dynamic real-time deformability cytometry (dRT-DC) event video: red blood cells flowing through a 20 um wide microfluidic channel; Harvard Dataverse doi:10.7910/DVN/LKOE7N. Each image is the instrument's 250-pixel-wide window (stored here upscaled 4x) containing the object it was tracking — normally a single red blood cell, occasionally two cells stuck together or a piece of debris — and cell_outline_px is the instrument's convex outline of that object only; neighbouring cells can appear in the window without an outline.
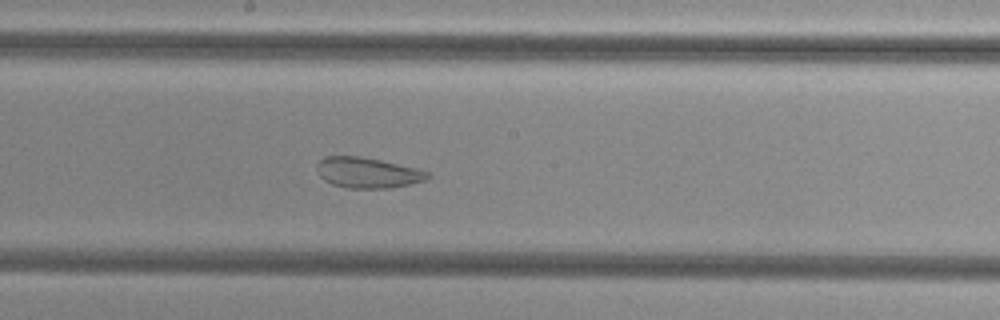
{"species": "common noctule bat (a hibernating species)", "species_latin": "Nyctalus noctula", "temperature_condition": "cold", "stored_images_in_passage": 42, "camera_frame_rate_fps": 3000, "um_per_image_px": 0.085, "animal": {"sex": "female", "body_mass_g": 29.2, "forearm_length_mm": 56.3}, "frame": {"image": 1, "passage_image": 17, "time_ms": 5.333, "image_size_px": [1000, 320], "cell_outline_px": [[432, 176], [424, 180], [392, 188], [348, 188], [332, 184], [324, 180], [316, 172], [316, 164], [324, 156], [360, 156], [380, 160], [416, 168], [428, 172]], "centroid_in_image_um": [31.2, 14.68], "position_along_channel_um": 217.0, "area_um2": 19.71}}
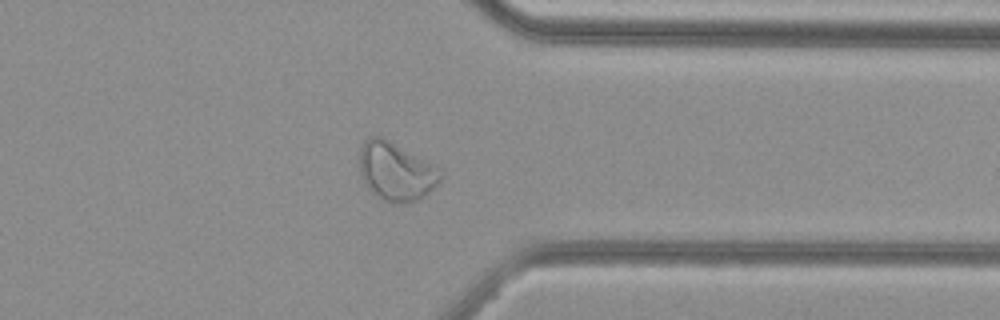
{"frame": {"image": 2, "passage_image": 30, "time_ms": 9.667, "image_size_px": [1000, 320], "cell_outline_px": [[444, 176], [424, 196], [416, 200], [392, 204], [380, 200], [368, 188], [360, 176], [360, 148], [364, 140], [368, 136], [384, 136], [432, 164]], "centroid_in_image_um": [33.61, 14.56], "position_along_channel_um": 377.8, "area_um2": 27.57}}
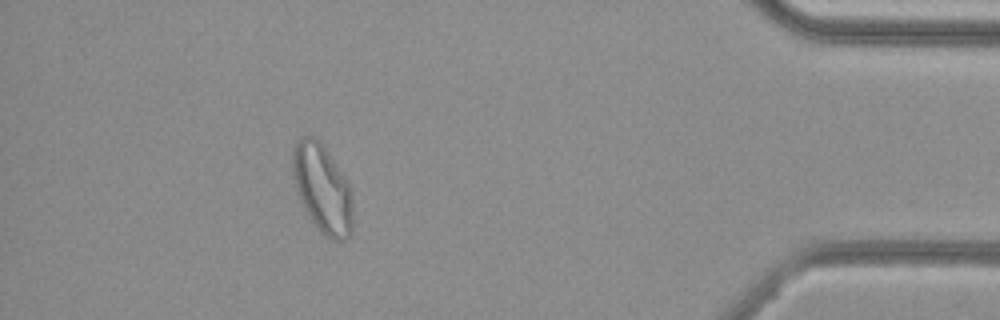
{"frame": {"image": 3, "passage_image": 36, "time_ms": 11.667, "image_size_px": [1000, 320], "cell_outline_px": [[352, 232], [344, 240], [332, 240], [324, 236], [320, 232], [312, 220], [300, 200], [296, 188], [292, 172], [292, 148], [300, 136], [316, 136], [320, 140], [352, 188]], "centroid_in_image_um": [27.4, 16.01], "position_along_channel_um": 407.8, "area_um2": 31.21}}